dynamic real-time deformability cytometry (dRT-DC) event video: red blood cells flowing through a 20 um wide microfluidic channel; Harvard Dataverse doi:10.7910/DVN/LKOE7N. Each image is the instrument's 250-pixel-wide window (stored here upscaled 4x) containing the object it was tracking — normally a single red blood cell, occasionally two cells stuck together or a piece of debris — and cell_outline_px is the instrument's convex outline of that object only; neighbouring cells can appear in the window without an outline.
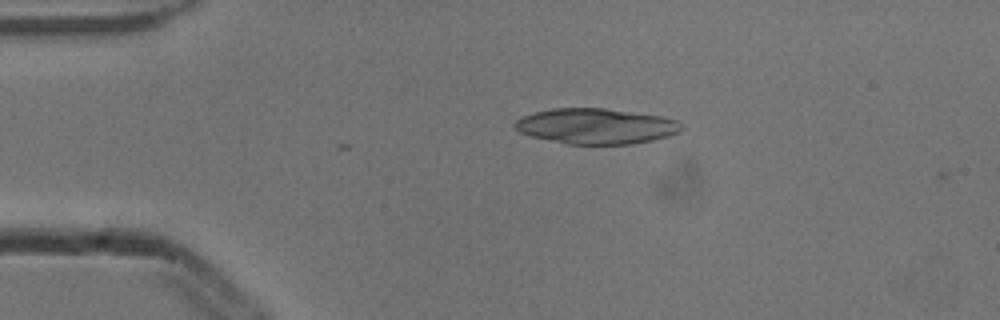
{"species": "common noctule bat (a hibernating species)", "species_latin": "Nyctalus noctula", "temperature_condition": "cold", "stored_images_in_passage": 2, "camera_frame_rate_fps": 3000, "um_per_image_px": 0.085, "animal": {"sex": "male", "body_mass_g": 13.3}, "frame": {"image": 1, "passage_image": 1, "time_ms": 0.0, "image_size_px": [1000, 320], "cell_outline_px": [[684, 128], [680, 132], [668, 136], [652, 140], [632, 144], [568, 144], [532, 136], [520, 132], [512, 124], [516, 120], [524, 116], [536, 112], [552, 108], [604, 108], [664, 116], [680, 120], [684, 124]], "centroid_in_image_um": [50.75, 10.72], "position_along_channel_um": 34.3, "area_um2": 34.62}}